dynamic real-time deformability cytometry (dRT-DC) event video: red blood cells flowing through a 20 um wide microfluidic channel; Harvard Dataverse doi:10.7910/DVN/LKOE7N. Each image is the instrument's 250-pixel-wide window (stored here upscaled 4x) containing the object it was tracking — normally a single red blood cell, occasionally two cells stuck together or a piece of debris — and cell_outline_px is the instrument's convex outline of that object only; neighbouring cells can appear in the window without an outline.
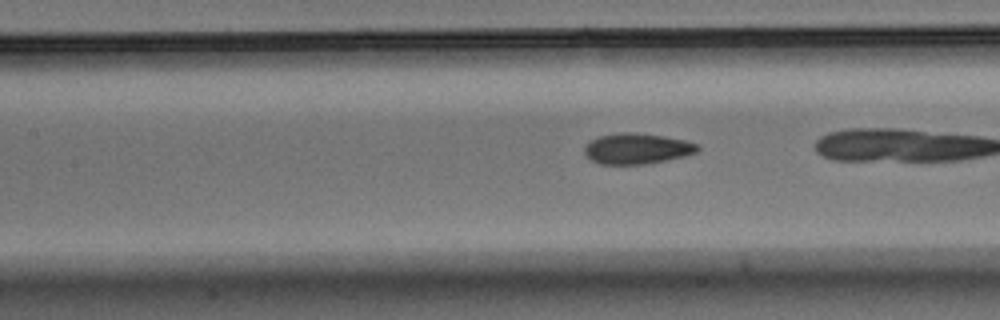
{"species": "Egyptian fruit bat (a non-hibernating species)", "species_latin": "Rousettus aegyptiacus", "temperature_condition": "warm", "stored_images_in_passage": 40, "camera_frame_rate_fps": 3000, "um_per_image_px": 0.085, "animal": {"sex": "male"}, "frame": {"image": 1, "passage_image": 22, "time_ms": 7.0, "image_size_px": [1000, 320], "cell_outline_px": [[700, 148], [696, 152], [684, 156], [644, 164], [600, 164], [592, 160], [584, 152], [584, 144], [600, 136], [620, 132], [636, 132], [664, 136], [684, 140], [700, 144]], "centroid_in_image_um": [54.14, 12.62], "position_along_channel_um": 153.3, "area_um2": 20.17}}